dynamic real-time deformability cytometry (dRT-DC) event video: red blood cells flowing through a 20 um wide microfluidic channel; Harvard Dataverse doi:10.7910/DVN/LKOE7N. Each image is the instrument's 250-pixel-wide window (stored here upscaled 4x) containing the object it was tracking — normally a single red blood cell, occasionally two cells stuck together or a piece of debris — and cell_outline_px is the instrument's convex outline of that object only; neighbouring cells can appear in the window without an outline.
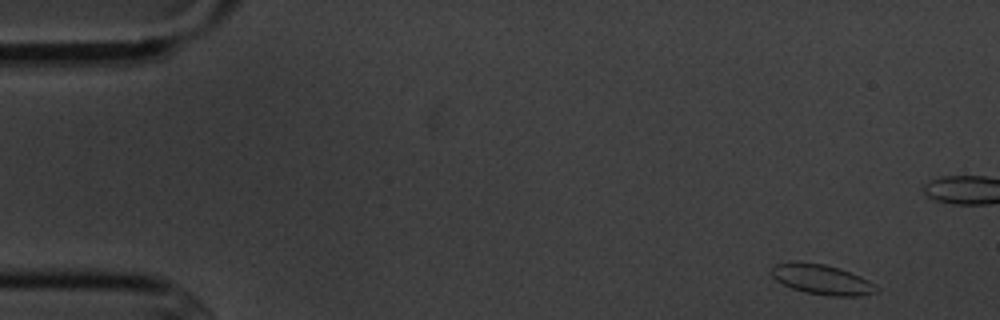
{"species": "common noctule bat (a hibernating species)", "species_latin": "Nyctalus noctula", "temperature_condition": "cold", "stored_images_in_passage": 5, "camera_frame_rate_fps": 3000, "um_per_image_px": 0.085, "animal": {"sex": "male", "body_mass_g": 20.1, "forearm_length_mm": 53.5}, "frame": {"image": 1, "passage_image": 1, "time_ms": 0.0, "image_size_px": [1000, 320], "cell_outline_px": [[880, 288], [876, 292], [860, 296], [828, 296], [808, 292], [792, 288], [776, 280], [772, 276], [772, 268], [776, 264], [796, 260], [824, 264], [840, 268], [860, 276], [868, 280]], "centroid_in_image_um": [69.87, 23.74], "position_along_channel_um": 15.1, "area_um2": 18.38}}